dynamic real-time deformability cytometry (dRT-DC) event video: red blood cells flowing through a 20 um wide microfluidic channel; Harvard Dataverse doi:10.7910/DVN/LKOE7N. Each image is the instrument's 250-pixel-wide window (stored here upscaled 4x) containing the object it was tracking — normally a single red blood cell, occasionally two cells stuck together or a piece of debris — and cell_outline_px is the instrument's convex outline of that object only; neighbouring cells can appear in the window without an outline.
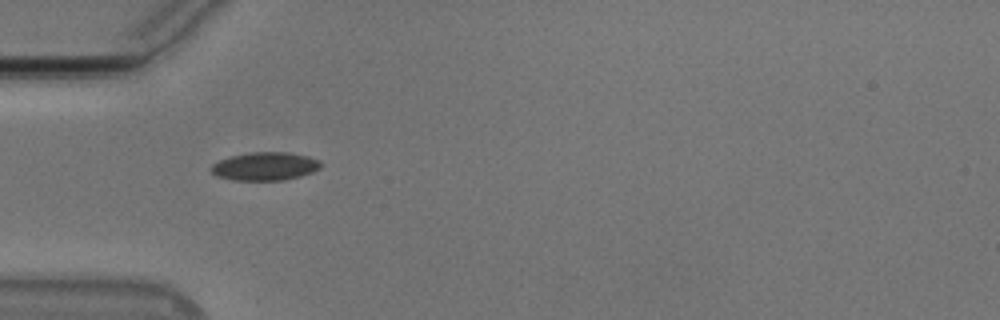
{"species": "Egyptian fruit bat (a non-hibernating species)", "species_latin": "Rousettus aegyptiacus", "temperature_condition": "cold", "stored_images_in_passage": 38, "camera_frame_rate_fps": 3000, "um_per_image_px": 0.085, "animal": {"sex": "male"}, "frame": {"image": 1, "passage_image": 1, "time_ms": 0.0, "image_size_px": [1000, 320], "cell_outline_px": [[320, 168], [312, 172], [300, 176], [284, 180], [232, 180], [216, 176], [208, 168], [212, 164], [220, 160], [232, 156], [252, 152], [288, 152], [308, 156], [320, 160]], "centroid_in_image_um": [22.51, 14.14], "position_along_channel_um": 62.5, "area_um2": 18.03}}
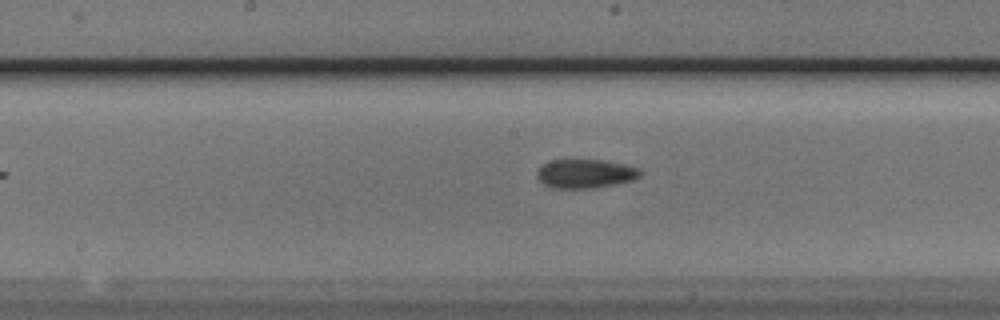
{"frame": {"image": 2, "passage_image": 12, "time_ms": 3.667, "image_size_px": [1000, 320], "cell_outline_px": [[640, 176], [632, 180], [616, 184], [592, 188], [552, 188], [544, 184], [536, 176], [536, 172], [544, 164], [552, 160], [604, 160], [624, 164], [640, 168]], "centroid_in_image_um": [49.76, 14.76], "position_along_channel_um": 198.4, "area_um2": 17.28}}
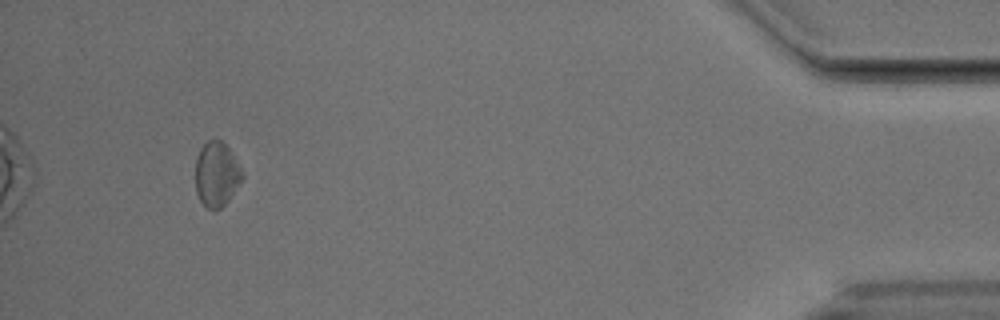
{"frame": {"image": 3, "passage_image": 35, "time_ms": 11.333, "image_size_px": [1000, 320], "cell_outline_px": [[244, 176], [228, 200], [220, 208], [208, 208], [200, 200], [196, 192], [196, 160], [200, 148], [208, 140], [220, 140], [228, 148], [244, 172]], "centroid_in_image_um": [18.41, 14.8], "position_along_channel_um": 416.8, "area_um2": 17.28}, "authors_computed_cell_mechanics": {"area_um2": 17.3689, "velocity_mm_per_s": 3.7609, "shape_relaxation_time_tau1_ms": null, "shape_relaxation_time_tau2_ms": 9.4542, "deformation_change_tau1": null, "deformation_change_tau2": 0.1283}}